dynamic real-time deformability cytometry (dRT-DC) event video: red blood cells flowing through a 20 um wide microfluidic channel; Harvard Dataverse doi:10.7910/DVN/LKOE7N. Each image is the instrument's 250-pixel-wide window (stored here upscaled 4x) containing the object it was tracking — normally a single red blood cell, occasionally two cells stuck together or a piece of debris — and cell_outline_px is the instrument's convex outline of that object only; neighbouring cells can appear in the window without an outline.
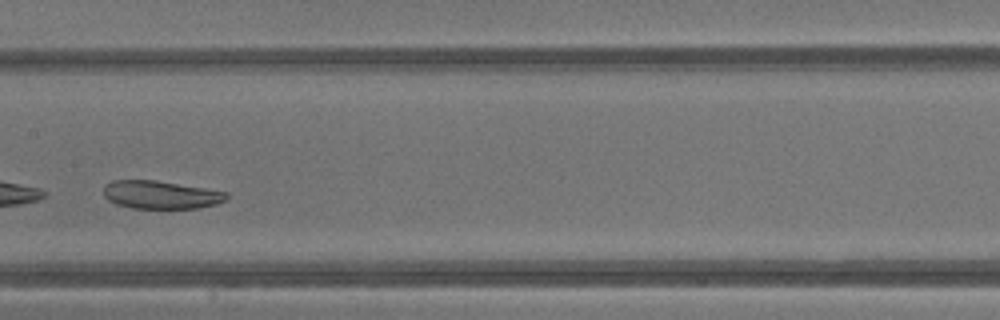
{"species": "common noctule bat (a hibernating species)", "species_latin": "Nyctalus noctula", "temperature_condition": "warm", "stored_images_in_passage": 29, "camera_frame_rate_fps": 3000, "um_per_image_px": 0.085, "animal": {"sex": "male", "body_mass_g": 13.3}, "frame": {"image": 1, "passage_image": 13, "time_ms": 4.0, "image_size_px": [1000, 320], "cell_outline_px": [[228, 200], [216, 204], [200, 208], [132, 208], [116, 204], [108, 200], [104, 196], [104, 184], [112, 180], [156, 180], [228, 192]], "centroid_in_image_um": [13.67, 16.55], "position_along_channel_um": 193.7, "area_um2": 20.23}}
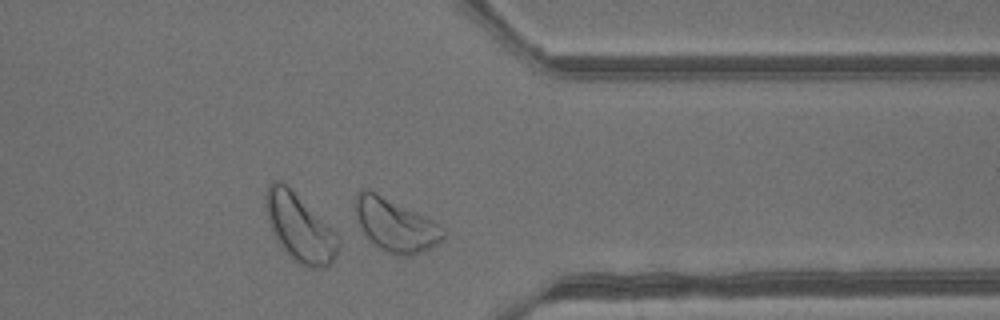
{"frame": {"image": 2, "passage_image": 25, "time_ms": 8.0, "image_size_px": [1000, 320], "cell_outline_px": [[448, 232], [444, 240], [420, 252], [408, 256], [400, 256], [388, 252], [372, 244], [356, 220], [356, 196], [360, 188], [368, 188], [440, 224]], "centroid_in_image_um": [33.62, 19.13], "position_along_channel_um": 377.8, "area_um2": 27.05}, "authors_computed_cell_mechanics": {"area_um2": 22.0796, "velocity_mm_per_s": 4.7414, "shape_relaxation_time_tau1_ms": 0.888, "shape_relaxation_time_tau2_ms": 6.675, "deformation_change_tau1": 0.1687, "deformation_change_tau2": 0.1704}}